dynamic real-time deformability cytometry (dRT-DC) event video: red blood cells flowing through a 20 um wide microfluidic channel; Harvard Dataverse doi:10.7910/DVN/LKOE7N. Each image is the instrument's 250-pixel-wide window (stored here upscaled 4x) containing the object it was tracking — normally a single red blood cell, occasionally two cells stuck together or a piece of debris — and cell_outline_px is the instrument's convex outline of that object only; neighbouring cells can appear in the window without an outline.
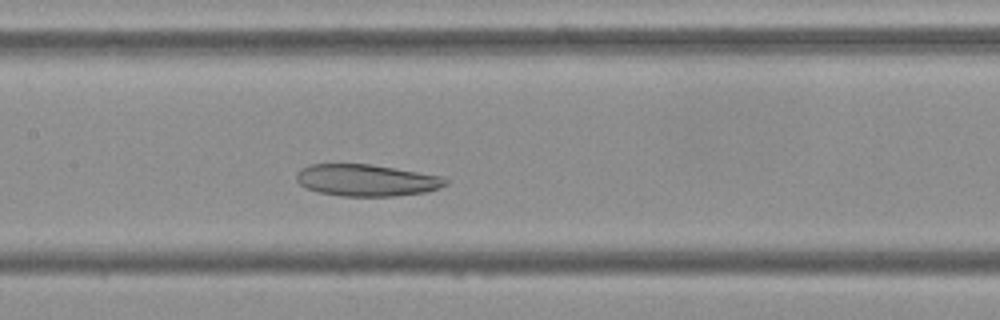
{"species": "Egyptian fruit bat (a non-hibernating species)", "species_latin": "Rousettus aegyptiacus", "temperature_condition": "cold", "stored_images_in_passage": 42, "camera_frame_rate_fps": 3000, "um_per_image_px": 0.085, "frame": {"image": 1, "passage_image": 14, "time_ms": 4.333, "image_size_px": [1000, 320], "cell_outline_px": [[448, 184], [440, 188], [424, 192], [396, 196], [340, 196], [316, 192], [300, 184], [296, 180], [296, 172], [300, 168], [308, 164], [368, 164], [440, 176], [448, 180]], "centroid_in_image_um": [31.1, 15.32], "position_along_channel_um": 176.3, "area_um2": 27.57}}
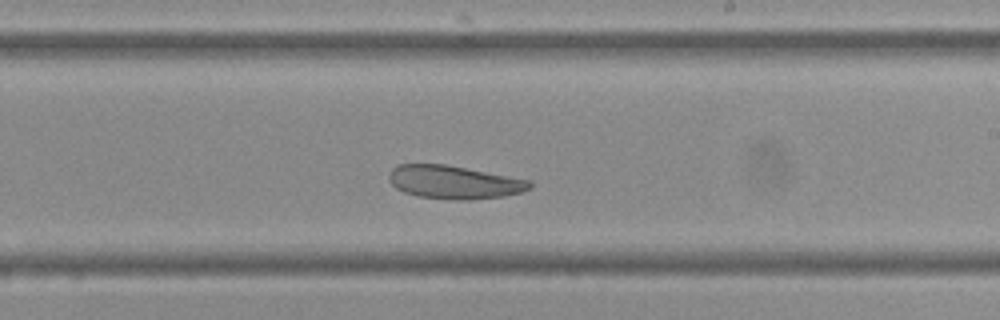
{"frame": {"image": 2, "passage_image": 20, "time_ms": 6.333, "image_size_px": [1000, 320], "cell_outline_px": [[532, 188], [520, 192], [504, 196], [468, 200], [452, 200], [420, 196], [404, 192], [396, 188], [388, 180], [388, 172], [392, 168], [400, 164], [444, 164], [532, 180]], "centroid_in_image_um": [38.59, 15.48], "position_along_channel_um": 250.4, "area_um2": 27.34}}
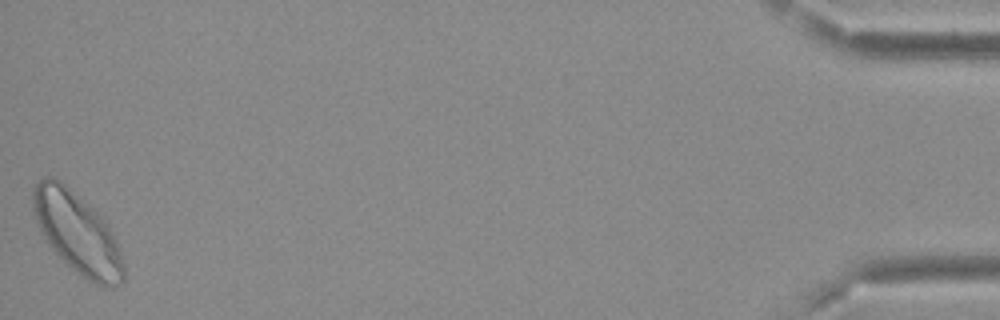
{"frame": {"image": 3, "passage_image": 42, "time_ms": 13.667, "image_size_px": [1000, 320], "cell_outline_px": [[124, 280], [120, 284], [112, 288], [104, 288], [80, 276], [44, 240], [36, 224], [32, 212], [32, 188], [44, 176], [52, 176], [60, 180], [104, 216], [116, 240], [124, 264]], "centroid_in_image_um": [6.56, 19.79], "position_along_channel_um": 428.6, "area_um2": 43.52}}